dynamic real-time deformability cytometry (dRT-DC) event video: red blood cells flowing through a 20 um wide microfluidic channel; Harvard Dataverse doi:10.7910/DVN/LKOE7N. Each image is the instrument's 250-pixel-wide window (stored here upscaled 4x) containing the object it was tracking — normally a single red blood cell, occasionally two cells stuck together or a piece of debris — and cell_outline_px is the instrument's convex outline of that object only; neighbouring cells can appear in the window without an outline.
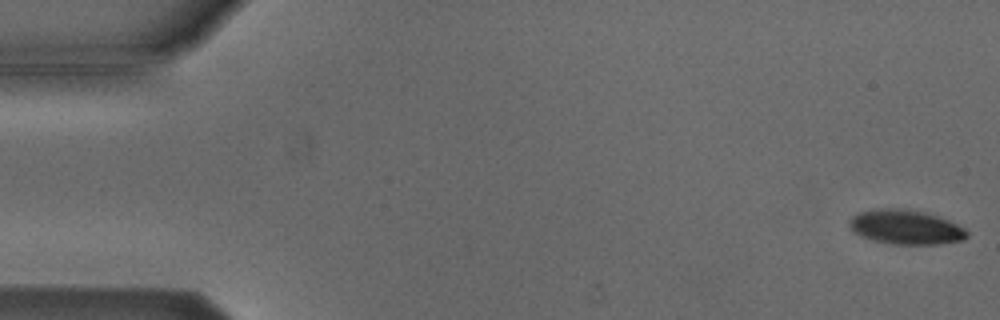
{"species": "Egyptian fruit bat (a non-hibernating species)", "species_latin": "Rousettus aegyptiacus", "temperature_condition": "cold", "stored_images_in_passage": 53, "camera_frame_rate_fps": 3000, "um_per_image_px": 0.085, "animal": {"sex": "male"}, "frame": {"image": 1, "passage_image": 1, "time_ms": 0.0, "image_size_px": [1000, 320], "cell_outline_px": [[968, 236], [964, 240], [940, 244], [892, 244], [872, 240], [860, 236], [852, 232], [848, 224], [852, 216], [860, 212], [888, 208], [896, 208], [920, 212], [936, 216], [948, 220], [964, 228], [968, 232]], "centroid_in_image_um": [76.97, 19.33], "position_along_channel_um": 8.0, "area_um2": 23.35}}
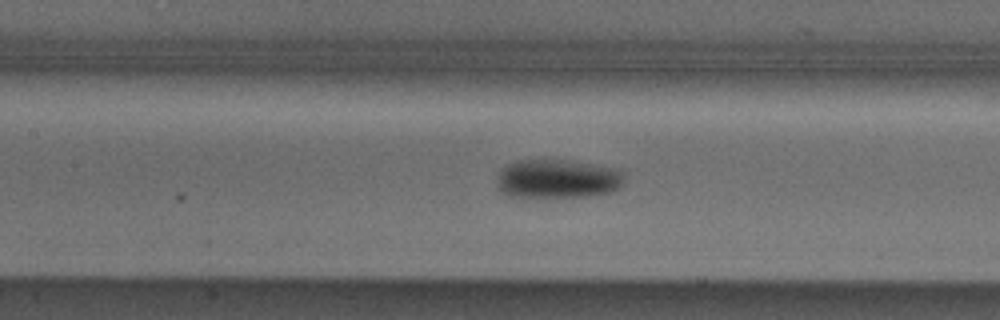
{"frame": {"image": 2, "passage_image": 24, "time_ms": 7.667, "image_size_px": [1000, 320], "cell_outline_px": [[624, 180], [620, 188], [612, 192], [588, 196], [508, 196], [500, 188], [500, 172], [508, 164], [516, 160], [564, 160], [620, 168]], "centroid_in_image_um": [47.48, 15.19], "position_along_channel_um": 159.9, "area_um2": 28.38}}
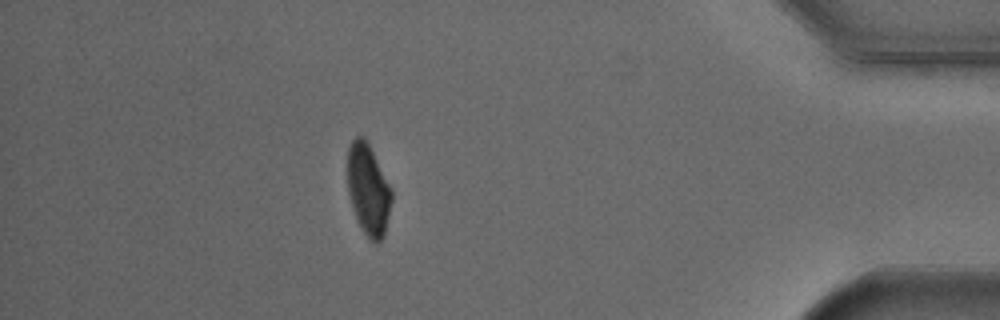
{"frame": {"image": 3, "passage_image": 47, "time_ms": 15.333, "image_size_px": [1000, 320], "cell_outline_px": [[392, 200], [384, 236], [376, 244], [364, 232], [356, 220], [348, 192], [348, 148], [352, 140], [356, 136], [364, 136], [392, 188]], "centroid_in_image_um": [31.31, 16.11], "position_along_channel_um": 403.9, "area_um2": 23.29}, "authors_computed_cell_mechanics": {"area_um2": 25.0852, "velocity_mm_per_s": 3.832, "shape_relaxation_time_tau1_ms": 2.6077, "shape_relaxation_time_tau2_ms": null, "deformation_change_tau1": 0.0992, "deformation_change_tau2": null}}